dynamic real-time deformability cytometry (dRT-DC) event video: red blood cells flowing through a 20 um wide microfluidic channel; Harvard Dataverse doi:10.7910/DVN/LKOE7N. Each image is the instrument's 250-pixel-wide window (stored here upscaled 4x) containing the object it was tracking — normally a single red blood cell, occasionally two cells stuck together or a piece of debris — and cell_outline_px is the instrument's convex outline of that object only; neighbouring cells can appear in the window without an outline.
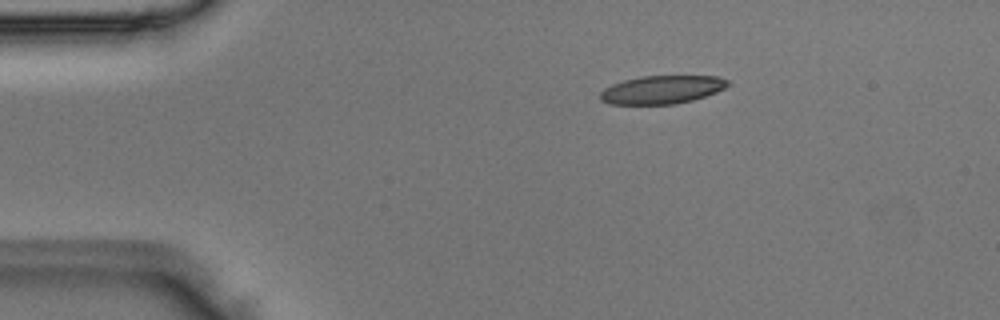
{"species": "Egyptian fruit bat (a non-hibernating species)", "species_latin": "Rousettus aegyptiacus", "temperature_condition": "room temperature", "stored_images_in_passage": 4, "camera_frame_rate_fps": 3000, "um_per_image_px": 0.085, "animal": {"sex": "male"}, "frame": {"image": 1, "passage_image": 3, "time_ms": 0.667, "image_size_px": [1000, 320], "cell_outline_px": [[732, 84], [716, 92], [692, 100], [676, 104], [612, 104], [600, 100], [600, 92], [604, 88], [612, 84], [624, 80], [640, 76], [716, 76], [728, 80]], "centroid_in_image_um": [56.26, 7.61], "position_along_channel_um": 28.7, "area_um2": 20.98}}